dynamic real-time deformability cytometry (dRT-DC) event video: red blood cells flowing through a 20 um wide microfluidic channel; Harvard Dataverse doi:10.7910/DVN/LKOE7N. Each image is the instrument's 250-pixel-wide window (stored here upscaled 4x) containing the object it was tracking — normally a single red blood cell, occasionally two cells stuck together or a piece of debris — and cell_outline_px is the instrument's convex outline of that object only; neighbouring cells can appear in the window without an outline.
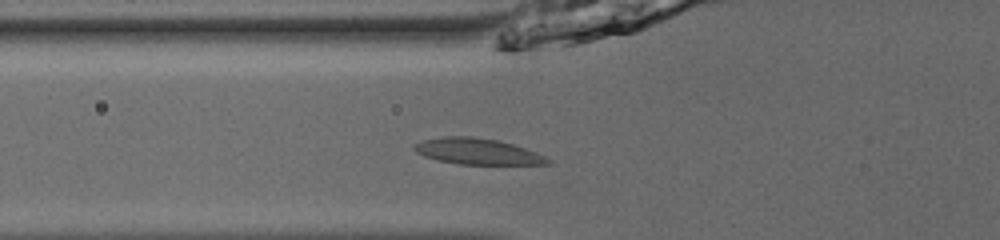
{"species": "common noctule bat (a hibernating species)", "species_latin": "Nyctalus noctula", "temperature_condition": "room temperature", "stored_images_in_passage": 33, "camera_frame_rate_fps": 3000, "um_per_image_px": 0.085, "animal": {"sex": "male", "body_mass_g": 13.0, "forearm_length_mm": 53.1}, "frame": {"image": 1, "passage_image": 4, "time_ms": 1.0, "image_size_px": [1000, 240], "cell_outline_px": [[552, 164], [460, 164], [440, 160], [424, 156], [416, 152], [412, 148], [416, 144], [424, 140], [444, 136], [472, 136], [496, 140], [512, 144], [536, 152], [552, 160]], "centroid_in_image_um": [40.6, 12.87], "position_along_channel_um": 85.2, "area_um2": 20.0}}
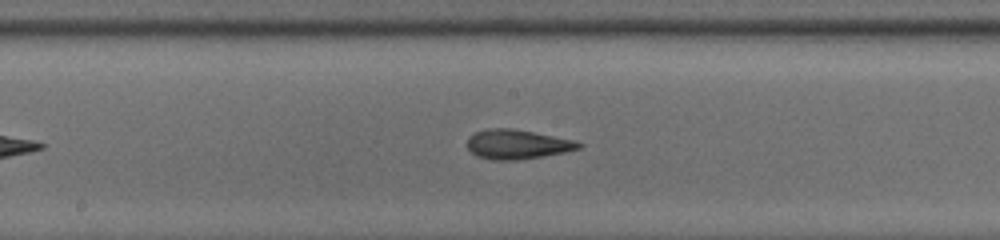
{"frame": {"image": 2, "passage_image": 13, "time_ms": 4.0, "image_size_px": [1000, 240], "cell_outline_px": [[584, 144], [580, 148], [564, 152], [544, 156], [516, 160], [492, 160], [476, 156], [468, 148], [468, 136], [476, 132], [488, 128], [512, 128], [572, 140]], "centroid_in_image_um": [43.93, 12.27], "position_along_channel_um": 204.3, "area_um2": 18.96}}
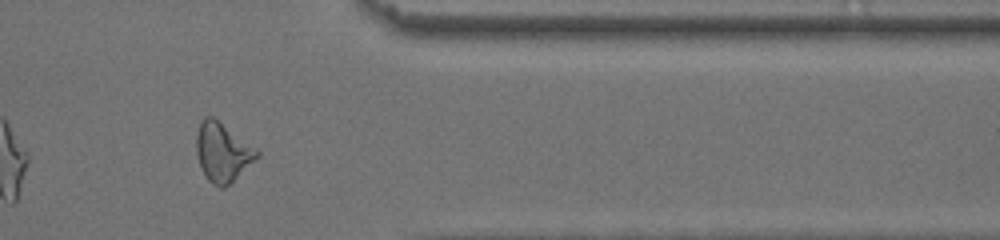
{"frame": {"image": 3, "passage_image": 28, "time_ms": 9.0, "image_size_px": [1000, 240], "cell_outline_px": [[260, 156], [224, 188], [220, 188], [212, 184], [208, 180], [200, 164], [196, 152], [196, 136], [200, 124], [204, 116], [212, 116], [260, 152]], "centroid_in_image_um": [18.9, 12.95], "position_along_channel_um": 392.5, "area_um2": 20.29}, "authors_computed_cell_mechanics": {"area_um2": 18.785, "velocity_mm_per_s": 3.9175, "shape_relaxation_time_tau1_ms": 4.3136, "shape_relaxation_time_tau2_ms": 2.298, "deformation_change_tau1": 0.1675, "deformation_change_tau2": 0.0812}}